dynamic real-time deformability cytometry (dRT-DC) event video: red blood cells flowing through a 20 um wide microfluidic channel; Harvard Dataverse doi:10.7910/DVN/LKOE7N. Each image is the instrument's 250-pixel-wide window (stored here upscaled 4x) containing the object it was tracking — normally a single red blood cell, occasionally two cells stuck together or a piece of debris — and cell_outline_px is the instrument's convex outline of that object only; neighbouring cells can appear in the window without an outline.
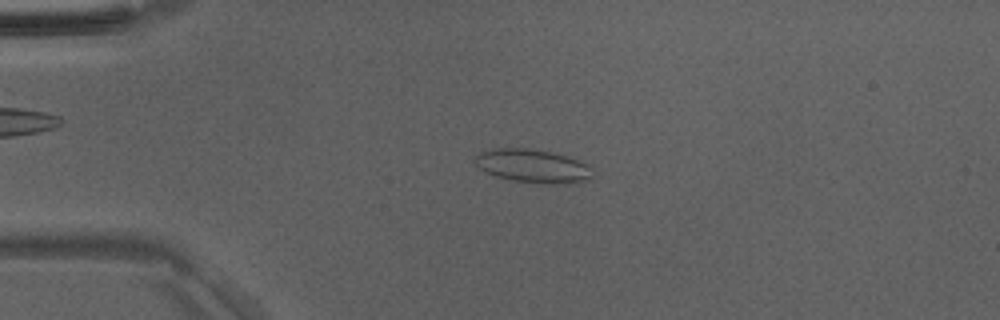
{"species": "Egyptian fruit bat (a non-hibernating species)", "species_latin": "Rousettus aegyptiacus", "temperature_condition": "room temperature", "stored_images_in_passage": 48, "camera_frame_rate_fps": 3000, "um_per_image_px": 0.085, "animal": {"sex": "male"}, "frame": {"image": 1, "passage_image": 11, "time_ms": 3.333, "image_size_px": [1000, 320], "cell_outline_px": [[592, 176], [588, 180], [568, 184], [544, 184], [512, 180], [496, 176], [484, 172], [472, 160], [480, 152], [492, 148], [528, 148], [568, 156], [588, 164]], "centroid_in_image_um": [45.26, 14.12], "position_along_channel_um": 39.7, "area_um2": 23.0}}
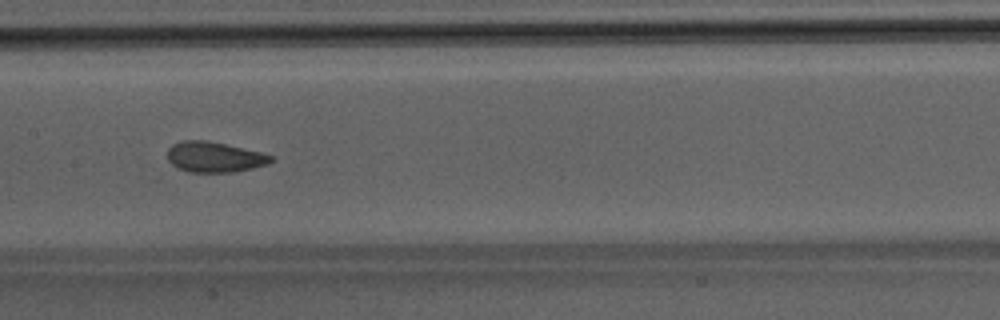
{"frame": {"image": 2, "passage_image": 24, "time_ms": 7.667, "image_size_px": [1000, 320], "cell_outline_px": [[272, 160], [268, 164], [252, 168], [232, 172], [188, 172], [176, 168], [168, 160], [168, 148], [172, 144], [184, 140], [208, 140], [260, 152], [272, 156]], "centroid_in_image_um": [18.18, 13.35], "position_along_channel_um": 189.2, "area_um2": 18.32}}
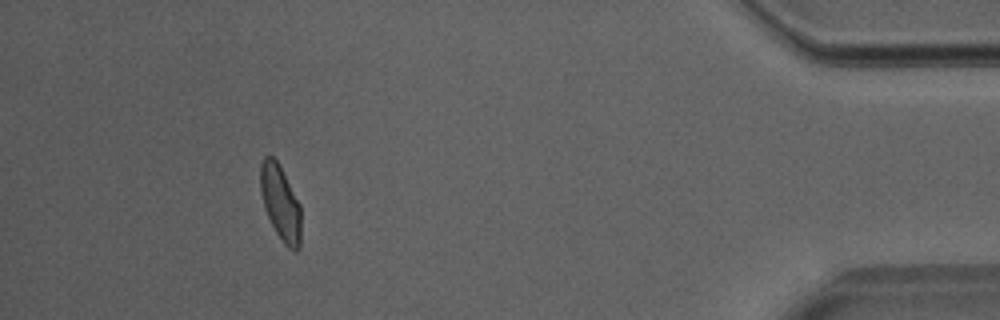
{"frame": {"image": 3, "passage_image": 44, "time_ms": 14.333, "image_size_px": [1000, 320], "cell_outline_px": [[300, 248], [296, 252], [288, 248], [284, 244], [276, 232], [264, 208], [260, 192], [260, 164], [264, 156], [272, 156], [276, 160], [300, 204]], "centroid_in_image_um": [23.83, 17.26], "position_along_channel_um": 411.4, "area_um2": 17.63}}